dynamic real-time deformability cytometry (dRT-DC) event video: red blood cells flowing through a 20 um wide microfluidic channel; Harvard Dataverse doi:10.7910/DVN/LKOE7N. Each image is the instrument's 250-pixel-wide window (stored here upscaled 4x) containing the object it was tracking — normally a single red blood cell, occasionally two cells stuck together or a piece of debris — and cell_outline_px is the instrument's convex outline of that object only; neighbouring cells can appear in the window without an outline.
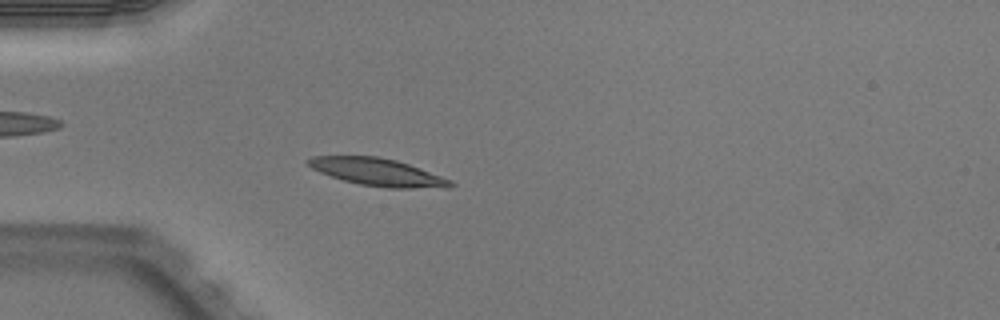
{"species": "Egyptian fruit bat (a non-hibernating species)", "species_latin": "Rousettus aegyptiacus", "temperature_condition": "warm", "stored_images_in_passage": 37, "camera_frame_rate_fps": 3000, "um_per_image_px": 0.085, "animal": {"sex": "male"}, "frame": {"image": 1, "passage_image": 1, "time_ms": 0.0, "image_size_px": [1000, 320], "cell_outline_px": [[456, 184], [448, 188], [384, 188], [360, 184], [344, 180], [320, 172], [312, 168], [304, 160], [312, 156], [376, 156], [396, 160], [408, 164], [452, 180]], "centroid_in_image_um": [32.12, 14.63], "position_along_channel_um": 52.9, "area_um2": 22.72}}
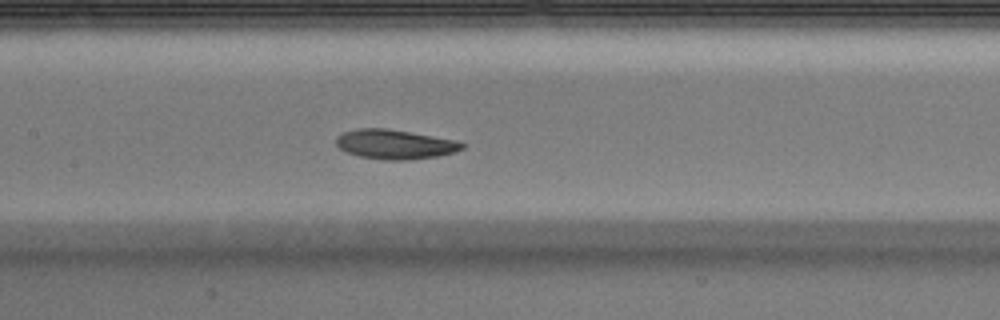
{"frame": {"image": 2, "passage_image": 11, "time_ms": 3.333, "image_size_px": [1000, 320], "cell_outline_px": [[464, 148], [452, 152], [436, 156], [408, 160], [384, 160], [360, 156], [348, 152], [340, 148], [336, 144], [336, 136], [344, 132], [360, 128], [388, 128], [456, 140], [464, 144]], "centroid_in_image_um": [33.55, 12.26], "position_along_channel_um": 173.9, "area_um2": 21.44}}
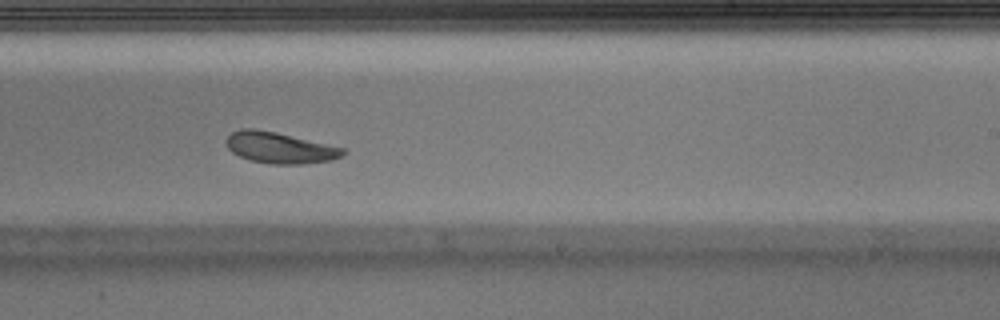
{"frame": {"image": 3, "passage_image": 18, "time_ms": 5.667, "image_size_px": [1000, 320], "cell_outline_px": [[348, 152], [332, 160], [300, 164], [272, 164], [248, 160], [232, 152], [228, 148], [224, 140], [232, 132], [240, 128], [252, 128], [276, 132], [344, 148]], "centroid_in_image_um": [23.74, 12.56], "position_along_channel_um": 265.3, "area_um2": 21.15}, "authors_computed_cell_mechanics": {"area_um2": 21.9062, "velocity_mm_per_s": 3.9283, "shape_relaxation_time_tau1_ms": 1.7801, "shape_relaxation_time_tau2_ms": 2.0184, "deformation_change_tau1": 0.116, "deformation_change_tau2": 0.0802}}